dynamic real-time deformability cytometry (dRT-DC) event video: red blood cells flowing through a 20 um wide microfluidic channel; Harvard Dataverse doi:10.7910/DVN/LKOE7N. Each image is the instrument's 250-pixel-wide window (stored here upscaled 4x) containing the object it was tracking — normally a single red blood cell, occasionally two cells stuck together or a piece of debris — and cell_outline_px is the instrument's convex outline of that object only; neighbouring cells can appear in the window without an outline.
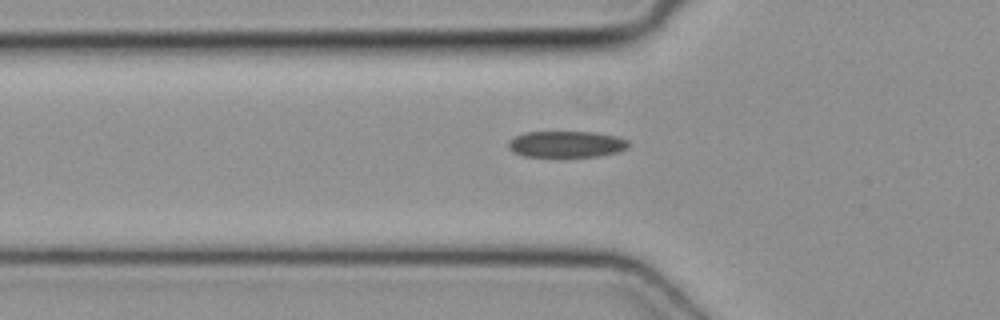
{"species": "common noctule bat (a hibernating species)", "species_latin": "Nyctalus noctula", "temperature_condition": "cold", "stored_images_in_passage": 36, "camera_frame_rate_fps": 3000, "um_per_image_px": 0.085, "animal": {"sex": "female", "body_mass_g": 19.3, "forearm_length_mm": 54.1}, "frame": {"image": 1, "passage_image": 3, "time_ms": 0.667, "image_size_px": [1000, 320], "cell_outline_px": [[628, 148], [616, 152], [596, 156], [524, 156], [512, 152], [508, 148], [508, 140], [524, 132], [596, 132], [620, 136], [628, 140]], "centroid_in_image_um": [48.14, 12.24], "position_along_channel_um": 77.7, "area_um2": 18.5}}
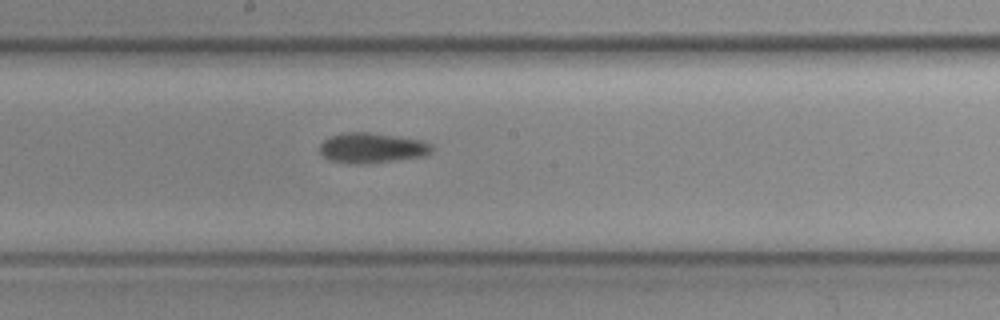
{"frame": {"image": 2, "passage_image": 13, "time_ms": 4.0, "image_size_px": [1000, 320], "cell_outline_px": [[436, 148], [432, 152], [424, 156], [392, 160], [356, 164], [332, 160], [324, 156], [320, 152], [320, 144], [324, 140], [332, 136], [344, 132], [368, 132], [420, 140], [432, 144]], "centroid_in_image_um": [31.64, 12.56], "position_along_channel_um": 216.6, "area_um2": 19.36}}
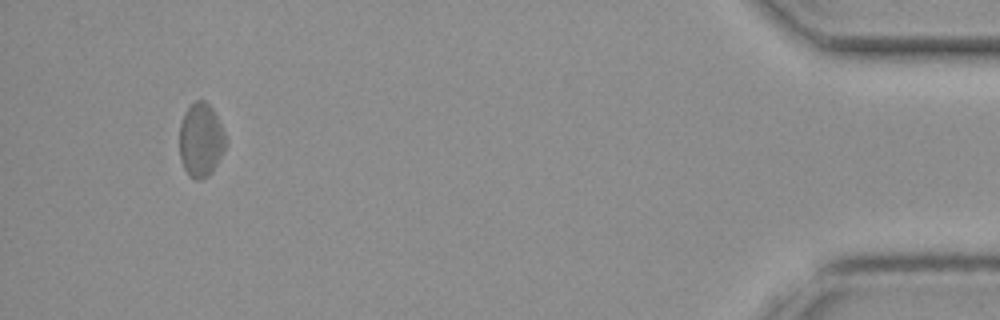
{"frame": {"image": 3, "passage_image": 33, "time_ms": 10.667, "image_size_px": [1000, 320], "cell_outline_px": [[228, 144], [212, 172], [208, 176], [200, 180], [196, 180], [188, 176], [180, 160], [180, 124], [184, 112], [196, 100], [204, 100], [212, 108], [228, 140]], "centroid_in_image_um": [17.08, 11.93], "position_along_channel_um": 418.1, "area_um2": 20.06}}